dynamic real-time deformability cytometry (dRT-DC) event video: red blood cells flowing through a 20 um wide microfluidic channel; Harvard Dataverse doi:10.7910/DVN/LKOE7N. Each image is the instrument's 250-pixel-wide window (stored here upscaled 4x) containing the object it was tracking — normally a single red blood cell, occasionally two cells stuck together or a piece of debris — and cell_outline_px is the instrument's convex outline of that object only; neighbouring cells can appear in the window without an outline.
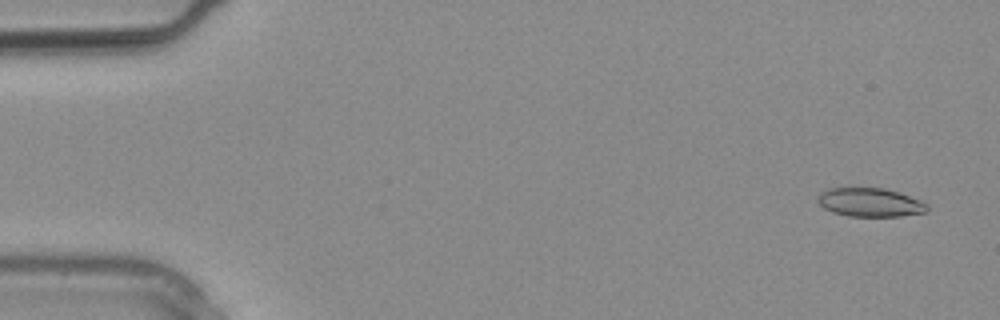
{"species": "common noctule bat (a hibernating species)", "species_latin": "Nyctalus noctula", "temperature_condition": "warm", "stored_images_in_passage": 29, "camera_frame_rate_fps": 3000, "um_per_image_px": 0.085, "animal": {"sex": "male", "body_mass_g": 20.4}, "frame": {"image": 1, "passage_image": 2, "time_ms": 0.333, "image_size_px": [1000, 320], "cell_outline_px": [[928, 208], [924, 212], [900, 216], [848, 216], [832, 212], [824, 208], [816, 200], [816, 196], [820, 192], [828, 188], [884, 188], [920, 200], [928, 204]], "centroid_in_image_um": [73.9, 17.2], "position_along_channel_um": 11.1, "area_um2": 18.21}}
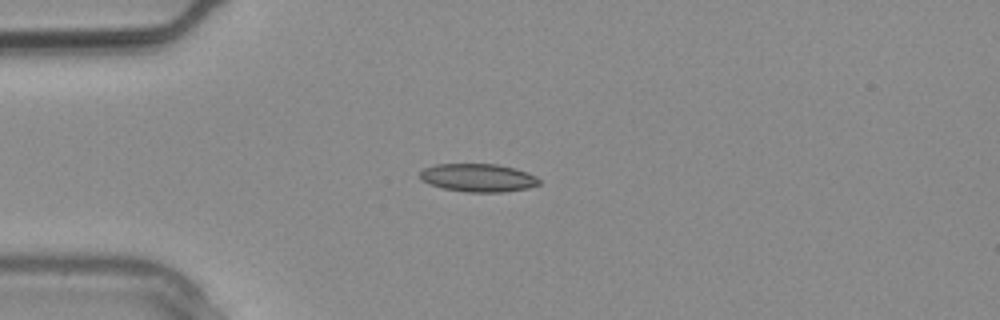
{"frame": {"image": 2, "passage_image": 8, "time_ms": 2.333, "image_size_px": [1000, 320], "cell_outline_px": [[540, 184], [528, 188], [504, 192], [468, 192], [444, 188], [428, 184], [420, 180], [420, 172], [424, 168], [436, 164], [496, 164], [516, 168], [528, 172], [536, 176], [540, 180]], "centroid_in_image_um": [40.65, 15.11], "position_along_channel_um": 44.3, "area_um2": 19.65}}